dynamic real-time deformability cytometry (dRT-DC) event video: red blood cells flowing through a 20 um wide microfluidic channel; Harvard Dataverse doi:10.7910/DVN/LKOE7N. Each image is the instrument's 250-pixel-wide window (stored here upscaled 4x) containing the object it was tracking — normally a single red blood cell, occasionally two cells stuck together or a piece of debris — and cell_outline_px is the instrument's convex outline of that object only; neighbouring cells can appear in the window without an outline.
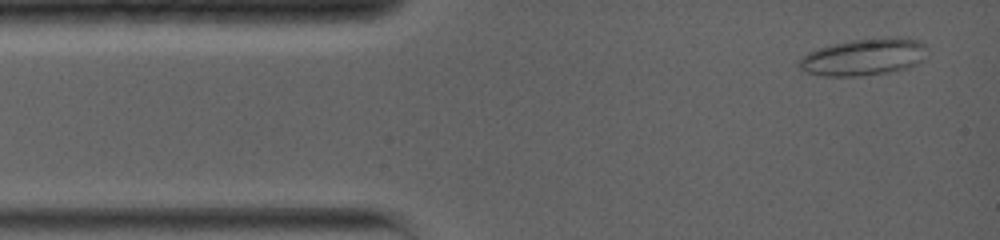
{"species": "common noctule bat (a hibernating species)", "species_latin": "Nyctalus noctula", "temperature_condition": "warm", "stored_images_in_passage": 45, "camera_frame_rate_fps": 5000, "um_per_image_px": 0.085, "animal": {"sex": "female", "body_mass_g": 19.0, "forearm_length_mm": 56.7}, "frame": {"image": 1, "passage_image": 2, "time_ms": 0.2, "image_size_px": [1000, 240], "cell_outline_px": [[924, 60], [916, 64], [904, 68], [888, 72], [860, 76], [824, 76], [808, 72], [800, 68], [796, 60], [800, 56], [808, 52], [832, 44], [852, 40], [896, 36], [908, 36], [920, 40], [924, 44]], "centroid_in_image_um": [73.41, 4.82], "position_along_channel_um": 11.6, "area_um2": 27.69}}
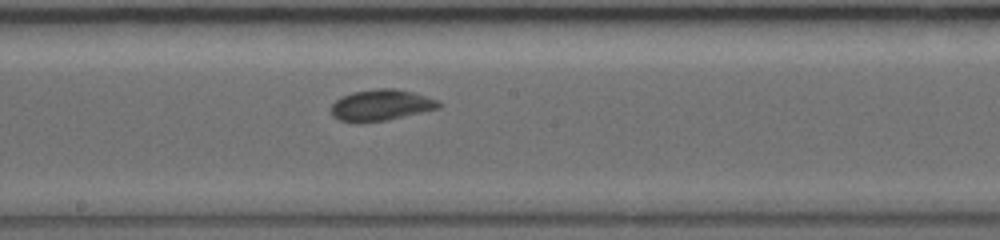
{"frame": {"image": 2, "passage_image": 22, "time_ms": 7.0, "image_size_px": [1000, 240], "cell_outline_px": [[440, 108], [388, 120], [356, 124], [340, 120], [332, 116], [328, 108], [336, 100], [352, 92], [376, 88], [396, 88], [412, 92], [440, 100]], "centroid_in_image_um": [32.36, 8.95], "position_along_channel_um": 215.8, "area_um2": 19.94}}
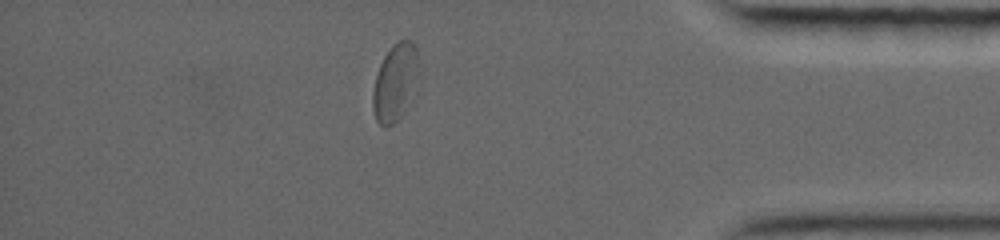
{"frame": {"image": 3, "passage_image": 39, "time_ms": 12.6, "image_size_px": [1000, 240], "cell_outline_px": [[416, 72], [404, 112], [392, 124], [384, 128], [376, 120], [372, 108], [372, 92], [376, 76], [380, 64], [384, 56], [392, 44], [400, 40], [412, 40], [416, 44]], "centroid_in_image_um": [33.51, 6.98], "position_along_channel_um": 401.7, "area_um2": 19.77}, "authors_computed_cell_mechanics": {"area_um2": 19.941, "velocity_mm_per_s": 3.8586, "shape_relaxation_time_tau1_ms": 3.4299, "shape_relaxation_time_tau2_ms": 1.1221, "deformation_change_tau1": 0.0935, "deformation_change_tau2": 0.0451}}